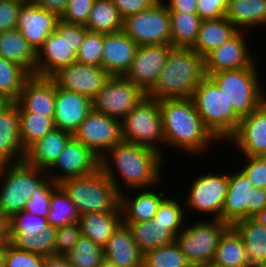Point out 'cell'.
I'll list each match as a JSON object with an SVG mask.
<instances>
[{
  "mask_svg": "<svg viewBox=\"0 0 266 267\" xmlns=\"http://www.w3.org/2000/svg\"><path fill=\"white\" fill-rule=\"evenodd\" d=\"M163 161V156L158 151L122 140L100 159V168L119 193L123 192L121 186L124 184L125 189H134L133 191L138 192L147 186H151L153 190L152 186L155 187L163 181L161 179L162 164H165ZM114 171L119 176L115 177L118 174ZM117 177L122 178L123 185L118 182Z\"/></svg>",
  "mask_w": 266,
  "mask_h": 267,
  "instance_id": "obj_1",
  "label": "cell"
},
{
  "mask_svg": "<svg viewBox=\"0 0 266 267\" xmlns=\"http://www.w3.org/2000/svg\"><path fill=\"white\" fill-rule=\"evenodd\" d=\"M159 106L165 145L200 155L218 141L204 125L191 98L163 99Z\"/></svg>",
  "mask_w": 266,
  "mask_h": 267,
  "instance_id": "obj_2",
  "label": "cell"
},
{
  "mask_svg": "<svg viewBox=\"0 0 266 267\" xmlns=\"http://www.w3.org/2000/svg\"><path fill=\"white\" fill-rule=\"evenodd\" d=\"M205 77L204 57L192 48L173 47L157 81L146 96L158 101L191 98Z\"/></svg>",
  "mask_w": 266,
  "mask_h": 267,
  "instance_id": "obj_3",
  "label": "cell"
},
{
  "mask_svg": "<svg viewBox=\"0 0 266 267\" xmlns=\"http://www.w3.org/2000/svg\"><path fill=\"white\" fill-rule=\"evenodd\" d=\"M80 215L88 212H122L120 193L101 168L58 184Z\"/></svg>",
  "mask_w": 266,
  "mask_h": 267,
  "instance_id": "obj_4",
  "label": "cell"
},
{
  "mask_svg": "<svg viewBox=\"0 0 266 267\" xmlns=\"http://www.w3.org/2000/svg\"><path fill=\"white\" fill-rule=\"evenodd\" d=\"M191 99L206 128L219 141H227L237 130L241 116L206 76L195 88Z\"/></svg>",
  "mask_w": 266,
  "mask_h": 267,
  "instance_id": "obj_5",
  "label": "cell"
},
{
  "mask_svg": "<svg viewBox=\"0 0 266 267\" xmlns=\"http://www.w3.org/2000/svg\"><path fill=\"white\" fill-rule=\"evenodd\" d=\"M48 178L46 170L30 166L25 161L0 164V214L9 219L24 211L26 202Z\"/></svg>",
  "mask_w": 266,
  "mask_h": 267,
  "instance_id": "obj_6",
  "label": "cell"
},
{
  "mask_svg": "<svg viewBox=\"0 0 266 267\" xmlns=\"http://www.w3.org/2000/svg\"><path fill=\"white\" fill-rule=\"evenodd\" d=\"M257 62L243 69L223 70L206 75L241 117L249 115L266 100L265 89L259 80L261 77Z\"/></svg>",
  "mask_w": 266,
  "mask_h": 267,
  "instance_id": "obj_7",
  "label": "cell"
},
{
  "mask_svg": "<svg viewBox=\"0 0 266 267\" xmlns=\"http://www.w3.org/2000/svg\"><path fill=\"white\" fill-rule=\"evenodd\" d=\"M84 25L59 20L37 51L36 76L51 77L59 69L76 62V53L87 32Z\"/></svg>",
  "mask_w": 266,
  "mask_h": 267,
  "instance_id": "obj_8",
  "label": "cell"
},
{
  "mask_svg": "<svg viewBox=\"0 0 266 267\" xmlns=\"http://www.w3.org/2000/svg\"><path fill=\"white\" fill-rule=\"evenodd\" d=\"M122 139L150 147L164 156L165 144L159 101L145 96L122 120Z\"/></svg>",
  "mask_w": 266,
  "mask_h": 267,
  "instance_id": "obj_9",
  "label": "cell"
},
{
  "mask_svg": "<svg viewBox=\"0 0 266 267\" xmlns=\"http://www.w3.org/2000/svg\"><path fill=\"white\" fill-rule=\"evenodd\" d=\"M186 226L175 236V242L189 264L197 267L213 262L219 239L230 225L211 218V221L206 222L204 219Z\"/></svg>",
  "mask_w": 266,
  "mask_h": 267,
  "instance_id": "obj_10",
  "label": "cell"
},
{
  "mask_svg": "<svg viewBox=\"0 0 266 267\" xmlns=\"http://www.w3.org/2000/svg\"><path fill=\"white\" fill-rule=\"evenodd\" d=\"M265 207L266 189L254 188L241 170L228 174L221 221L233 225L240 219L252 218Z\"/></svg>",
  "mask_w": 266,
  "mask_h": 267,
  "instance_id": "obj_11",
  "label": "cell"
},
{
  "mask_svg": "<svg viewBox=\"0 0 266 267\" xmlns=\"http://www.w3.org/2000/svg\"><path fill=\"white\" fill-rule=\"evenodd\" d=\"M122 31L138 46L171 44L170 15L165 2L159 0L149 9L125 17Z\"/></svg>",
  "mask_w": 266,
  "mask_h": 267,
  "instance_id": "obj_12",
  "label": "cell"
},
{
  "mask_svg": "<svg viewBox=\"0 0 266 267\" xmlns=\"http://www.w3.org/2000/svg\"><path fill=\"white\" fill-rule=\"evenodd\" d=\"M145 96L146 93L125 76H111L92 99V109L121 121Z\"/></svg>",
  "mask_w": 266,
  "mask_h": 267,
  "instance_id": "obj_13",
  "label": "cell"
},
{
  "mask_svg": "<svg viewBox=\"0 0 266 267\" xmlns=\"http://www.w3.org/2000/svg\"><path fill=\"white\" fill-rule=\"evenodd\" d=\"M183 206L221 220L228 191V174L204 173L193 179ZM187 205V206H186Z\"/></svg>",
  "mask_w": 266,
  "mask_h": 267,
  "instance_id": "obj_14",
  "label": "cell"
},
{
  "mask_svg": "<svg viewBox=\"0 0 266 267\" xmlns=\"http://www.w3.org/2000/svg\"><path fill=\"white\" fill-rule=\"evenodd\" d=\"M72 136L101 159L123 140L121 121L92 109Z\"/></svg>",
  "mask_w": 266,
  "mask_h": 267,
  "instance_id": "obj_15",
  "label": "cell"
},
{
  "mask_svg": "<svg viewBox=\"0 0 266 267\" xmlns=\"http://www.w3.org/2000/svg\"><path fill=\"white\" fill-rule=\"evenodd\" d=\"M99 168L100 158L72 136L47 174L55 184H59L69 178L89 175Z\"/></svg>",
  "mask_w": 266,
  "mask_h": 267,
  "instance_id": "obj_16",
  "label": "cell"
},
{
  "mask_svg": "<svg viewBox=\"0 0 266 267\" xmlns=\"http://www.w3.org/2000/svg\"><path fill=\"white\" fill-rule=\"evenodd\" d=\"M110 77L102 67L77 62L59 69L51 76L58 87L85 95L91 100Z\"/></svg>",
  "mask_w": 266,
  "mask_h": 267,
  "instance_id": "obj_17",
  "label": "cell"
},
{
  "mask_svg": "<svg viewBox=\"0 0 266 267\" xmlns=\"http://www.w3.org/2000/svg\"><path fill=\"white\" fill-rule=\"evenodd\" d=\"M172 48L171 44L138 46L131 66L124 76L147 93L157 81Z\"/></svg>",
  "mask_w": 266,
  "mask_h": 267,
  "instance_id": "obj_18",
  "label": "cell"
},
{
  "mask_svg": "<svg viewBox=\"0 0 266 267\" xmlns=\"http://www.w3.org/2000/svg\"><path fill=\"white\" fill-rule=\"evenodd\" d=\"M227 142L240 149L244 156H266V100L241 118L237 130Z\"/></svg>",
  "mask_w": 266,
  "mask_h": 267,
  "instance_id": "obj_19",
  "label": "cell"
},
{
  "mask_svg": "<svg viewBox=\"0 0 266 267\" xmlns=\"http://www.w3.org/2000/svg\"><path fill=\"white\" fill-rule=\"evenodd\" d=\"M240 31L204 57L206 75L223 70L243 69L256 61L248 50V41L243 36L245 34Z\"/></svg>",
  "mask_w": 266,
  "mask_h": 267,
  "instance_id": "obj_20",
  "label": "cell"
},
{
  "mask_svg": "<svg viewBox=\"0 0 266 267\" xmlns=\"http://www.w3.org/2000/svg\"><path fill=\"white\" fill-rule=\"evenodd\" d=\"M60 17L42 9L33 2H23L19 11L16 29L37 52L46 38L56 30Z\"/></svg>",
  "mask_w": 266,
  "mask_h": 267,
  "instance_id": "obj_21",
  "label": "cell"
},
{
  "mask_svg": "<svg viewBox=\"0 0 266 267\" xmlns=\"http://www.w3.org/2000/svg\"><path fill=\"white\" fill-rule=\"evenodd\" d=\"M56 83L51 77L32 75L25 83L18 100V112H33L46 117L55 114Z\"/></svg>",
  "mask_w": 266,
  "mask_h": 267,
  "instance_id": "obj_22",
  "label": "cell"
},
{
  "mask_svg": "<svg viewBox=\"0 0 266 267\" xmlns=\"http://www.w3.org/2000/svg\"><path fill=\"white\" fill-rule=\"evenodd\" d=\"M54 109L55 127L73 135L92 110V100L85 95L64 90L56 85Z\"/></svg>",
  "mask_w": 266,
  "mask_h": 267,
  "instance_id": "obj_23",
  "label": "cell"
},
{
  "mask_svg": "<svg viewBox=\"0 0 266 267\" xmlns=\"http://www.w3.org/2000/svg\"><path fill=\"white\" fill-rule=\"evenodd\" d=\"M137 48L138 44L123 31L104 34L101 67L111 76H124Z\"/></svg>",
  "mask_w": 266,
  "mask_h": 267,
  "instance_id": "obj_24",
  "label": "cell"
},
{
  "mask_svg": "<svg viewBox=\"0 0 266 267\" xmlns=\"http://www.w3.org/2000/svg\"><path fill=\"white\" fill-rule=\"evenodd\" d=\"M25 155L20 138L18 106L8 103L0 111V164L23 162Z\"/></svg>",
  "mask_w": 266,
  "mask_h": 267,
  "instance_id": "obj_25",
  "label": "cell"
},
{
  "mask_svg": "<svg viewBox=\"0 0 266 267\" xmlns=\"http://www.w3.org/2000/svg\"><path fill=\"white\" fill-rule=\"evenodd\" d=\"M104 258L119 267H142L143 254L129 227L123 222L103 247Z\"/></svg>",
  "mask_w": 266,
  "mask_h": 267,
  "instance_id": "obj_26",
  "label": "cell"
},
{
  "mask_svg": "<svg viewBox=\"0 0 266 267\" xmlns=\"http://www.w3.org/2000/svg\"><path fill=\"white\" fill-rule=\"evenodd\" d=\"M71 137L72 134L55 128L26 151L24 161L30 166L47 171Z\"/></svg>",
  "mask_w": 266,
  "mask_h": 267,
  "instance_id": "obj_27",
  "label": "cell"
},
{
  "mask_svg": "<svg viewBox=\"0 0 266 267\" xmlns=\"http://www.w3.org/2000/svg\"><path fill=\"white\" fill-rule=\"evenodd\" d=\"M137 196L120 193V208L123 222H143L154 218L158 206L165 198L164 192H155L150 187L142 188ZM128 197V198H127Z\"/></svg>",
  "mask_w": 266,
  "mask_h": 267,
  "instance_id": "obj_28",
  "label": "cell"
},
{
  "mask_svg": "<svg viewBox=\"0 0 266 267\" xmlns=\"http://www.w3.org/2000/svg\"><path fill=\"white\" fill-rule=\"evenodd\" d=\"M81 235L102 248L123 222L122 212H88L79 216Z\"/></svg>",
  "mask_w": 266,
  "mask_h": 267,
  "instance_id": "obj_29",
  "label": "cell"
},
{
  "mask_svg": "<svg viewBox=\"0 0 266 267\" xmlns=\"http://www.w3.org/2000/svg\"><path fill=\"white\" fill-rule=\"evenodd\" d=\"M0 56L36 75L37 52L18 29L0 32Z\"/></svg>",
  "mask_w": 266,
  "mask_h": 267,
  "instance_id": "obj_30",
  "label": "cell"
},
{
  "mask_svg": "<svg viewBox=\"0 0 266 267\" xmlns=\"http://www.w3.org/2000/svg\"><path fill=\"white\" fill-rule=\"evenodd\" d=\"M232 226L245 244L247 267H266V227L252 218L240 219Z\"/></svg>",
  "mask_w": 266,
  "mask_h": 267,
  "instance_id": "obj_31",
  "label": "cell"
},
{
  "mask_svg": "<svg viewBox=\"0 0 266 267\" xmlns=\"http://www.w3.org/2000/svg\"><path fill=\"white\" fill-rule=\"evenodd\" d=\"M239 29L226 17L201 21L195 45L192 49L205 57L213 49L231 39Z\"/></svg>",
  "mask_w": 266,
  "mask_h": 267,
  "instance_id": "obj_32",
  "label": "cell"
},
{
  "mask_svg": "<svg viewBox=\"0 0 266 267\" xmlns=\"http://www.w3.org/2000/svg\"><path fill=\"white\" fill-rule=\"evenodd\" d=\"M132 232L133 239L142 254L175 241V236L157 220L123 222Z\"/></svg>",
  "mask_w": 266,
  "mask_h": 267,
  "instance_id": "obj_33",
  "label": "cell"
},
{
  "mask_svg": "<svg viewBox=\"0 0 266 267\" xmlns=\"http://www.w3.org/2000/svg\"><path fill=\"white\" fill-rule=\"evenodd\" d=\"M225 17L242 31L265 26L266 0H229Z\"/></svg>",
  "mask_w": 266,
  "mask_h": 267,
  "instance_id": "obj_34",
  "label": "cell"
},
{
  "mask_svg": "<svg viewBox=\"0 0 266 267\" xmlns=\"http://www.w3.org/2000/svg\"><path fill=\"white\" fill-rule=\"evenodd\" d=\"M213 263L223 267H247L248 257L245 244L232 225L221 235Z\"/></svg>",
  "mask_w": 266,
  "mask_h": 267,
  "instance_id": "obj_35",
  "label": "cell"
},
{
  "mask_svg": "<svg viewBox=\"0 0 266 267\" xmlns=\"http://www.w3.org/2000/svg\"><path fill=\"white\" fill-rule=\"evenodd\" d=\"M122 22L112 0H95L85 27L93 32L116 33L122 31Z\"/></svg>",
  "mask_w": 266,
  "mask_h": 267,
  "instance_id": "obj_36",
  "label": "cell"
},
{
  "mask_svg": "<svg viewBox=\"0 0 266 267\" xmlns=\"http://www.w3.org/2000/svg\"><path fill=\"white\" fill-rule=\"evenodd\" d=\"M171 23V45L192 48L199 32L201 18L198 14L169 12Z\"/></svg>",
  "mask_w": 266,
  "mask_h": 267,
  "instance_id": "obj_37",
  "label": "cell"
},
{
  "mask_svg": "<svg viewBox=\"0 0 266 267\" xmlns=\"http://www.w3.org/2000/svg\"><path fill=\"white\" fill-rule=\"evenodd\" d=\"M32 75L22 66L0 56V95L9 103H15L26 81Z\"/></svg>",
  "mask_w": 266,
  "mask_h": 267,
  "instance_id": "obj_38",
  "label": "cell"
},
{
  "mask_svg": "<svg viewBox=\"0 0 266 267\" xmlns=\"http://www.w3.org/2000/svg\"><path fill=\"white\" fill-rule=\"evenodd\" d=\"M21 144L25 152L46 134L54 130V117L33 112H18Z\"/></svg>",
  "mask_w": 266,
  "mask_h": 267,
  "instance_id": "obj_39",
  "label": "cell"
},
{
  "mask_svg": "<svg viewBox=\"0 0 266 267\" xmlns=\"http://www.w3.org/2000/svg\"><path fill=\"white\" fill-rule=\"evenodd\" d=\"M79 216L76 206L58 185L51 193L48 223L58 228L78 222Z\"/></svg>",
  "mask_w": 266,
  "mask_h": 267,
  "instance_id": "obj_40",
  "label": "cell"
},
{
  "mask_svg": "<svg viewBox=\"0 0 266 267\" xmlns=\"http://www.w3.org/2000/svg\"><path fill=\"white\" fill-rule=\"evenodd\" d=\"M142 267H194L174 241L143 254Z\"/></svg>",
  "mask_w": 266,
  "mask_h": 267,
  "instance_id": "obj_41",
  "label": "cell"
},
{
  "mask_svg": "<svg viewBox=\"0 0 266 267\" xmlns=\"http://www.w3.org/2000/svg\"><path fill=\"white\" fill-rule=\"evenodd\" d=\"M57 228L47 225L39 235L30 238L24 236H9V243L17 249L41 254L44 256L54 255Z\"/></svg>",
  "mask_w": 266,
  "mask_h": 267,
  "instance_id": "obj_42",
  "label": "cell"
},
{
  "mask_svg": "<svg viewBox=\"0 0 266 267\" xmlns=\"http://www.w3.org/2000/svg\"><path fill=\"white\" fill-rule=\"evenodd\" d=\"M71 267H99L104 259L103 248L81 235L65 255Z\"/></svg>",
  "mask_w": 266,
  "mask_h": 267,
  "instance_id": "obj_43",
  "label": "cell"
},
{
  "mask_svg": "<svg viewBox=\"0 0 266 267\" xmlns=\"http://www.w3.org/2000/svg\"><path fill=\"white\" fill-rule=\"evenodd\" d=\"M47 225L49 223L45 217L31 215L25 211L17 212L8 219L9 236L30 238L41 234Z\"/></svg>",
  "mask_w": 266,
  "mask_h": 267,
  "instance_id": "obj_44",
  "label": "cell"
},
{
  "mask_svg": "<svg viewBox=\"0 0 266 267\" xmlns=\"http://www.w3.org/2000/svg\"><path fill=\"white\" fill-rule=\"evenodd\" d=\"M176 199L165 197L158 206L154 219L176 236L184 227L185 216L182 204ZM181 229V230H180Z\"/></svg>",
  "mask_w": 266,
  "mask_h": 267,
  "instance_id": "obj_45",
  "label": "cell"
},
{
  "mask_svg": "<svg viewBox=\"0 0 266 267\" xmlns=\"http://www.w3.org/2000/svg\"><path fill=\"white\" fill-rule=\"evenodd\" d=\"M104 33L87 30L76 53V62L101 67Z\"/></svg>",
  "mask_w": 266,
  "mask_h": 267,
  "instance_id": "obj_46",
  "label": "cell"
},
{
  "mask_svg": "<svg viewBox=\"0 0 266 267\" xmlns=\"http://www.w3.org/2000/svg\"><path fill=\"white\" fill-rule=\"evenodd\" d=\"M58 186L50 178H48L36 191L32 194L24 207V211L31 215H37L47 218L50 209V199L52 191Z\"/></svg>",
  "mask_w": 266,
  "mask_h": 267,
  "instance_id": "obj_47",
  "label": "cell"
},
{
  "mask_svg": "<svg viewBox=\"0 0 266 267\" xmlns=\"http://www.w3.org/2000/svg\"><path fill=\"white\" fill-rule=\"evenodd\" d=\"M44 257L41 254L17 249L8 242L5 245L3 267H42Z\"/></svg>",
  "mask_w": 266,
  "mask_h": 267,
  "instance_id": "obj_48",
  "label": "cell"
},
{
  "mask_svg": "<svg viewBox=\"0 0 266 267\" xmlns=\"http://www.w3.org/2000/svg\"><path fill=\"white\" fill-rule=\"evenodd\" d=\"M81 237L79 222L57 228L54 255L65 256Z\"/></svg>",
  "mask_w": 266,
  "mask_h": 267,
  "instance_id": "obj_49",
  "label": "cell"
},
{
  "mask_svg": "<svg viewBox=\"0 0 266 267\" xmlns=\"http://www.w3.org/2000/svg\"><path fill=\"white\" fill-rule=\"evenodd\" d=\"M242 172L254 188L266 189V156H245Z\"/></svg>",
  "mask_w": 266,
  "mask_h": 267,
  "instance_id": "obj_50",
  "label": "cell"
},
{
  "mask_svg": "<svg viewBox=\"0 0 266 267\" xmlns=\"http://www.w3.org/2000/svg\"><path fill=\"white\" fill-rule=\"evenodd\" d=\"M94 2L95 0H69L60 20L85 26Z\"/></svg>",
  "mask_w": 266,
  "mask_h": 267,
  "instance_id": "obj_51",
  "label": "cell"
},
{
  "mask_svg": "<svg viewBox=\"0 0 266 267\" xmlns=\"http://www.w3.org/2000/svg\"><path fill=\"white\" fill-rule=\"evenodd\" d=\"M22 0H0V32L16 29Z\"/></svg>",
  "mask_w": 266,
  "mask_h": 267,
  "instance_id": "obj_52",
  "label": "cell"
},
{
  "mask_svg": "<svg viewBox=\"0 0 266 267\" xmlns=\"http://www.w3.org/2000/svg\"><path fill=\"white\" fill-rule=\"evenodd\" d=\"M229 0H197V14L204 20H216L225 17Z\"/></svg>",
  "mask_w": 266,
  "mask_h": 267,
  "instance_id": "obj_53",
  "label": "cell"
},
{
  "mask_svg": "<svg viewBox=\"0 0 266 267\" xmlns=\"http://www.w3.org/2000/svg\"><path fill=\"white\" fill-rule=\"evenodd\" d=\"M159 0H112L122 19L152 7Z\"/></svg>",
  "mask_w": 266,
  "mask_h": 267,
  "instance_id": "obj_54",
  "label": "cell"
},
{
  "mask_svg": "<svg viewBox=\"0 0 266 267\" xmlns=\"http://www.w3.org/2000/svg\"><path fill=\"white\" fill-rule=\"evenodd\" d=\"M167 3L169 12L197 14V0H169Z\"/></svg>",
  "mask_w": 266,
  "mask_h": 267,
  "instance_id": "obj_55",
  "label": "cell"
},
{
  "mask_svg": "<svg viewBox=\"0 0 266 267\" xmlns=\"http://www.w3.org/2000/svg\"><path fill=\"white\" fill-rule=\"evenodd\" d=\"M69 0H32L34 4L61 17Z\"/></svg>",
  "mask_w": 266,
  "mask_h": 267,
  "instance_id": "obj_56",
  "label": "cell"
},
{
  "mask_svg": "<svg viewBox=\"0 0 266 267\" xmlns=\"http://www.w3.org/2000/svg\"><path fill=\"white\" fill-rule=\"evenodd\" d=\"M42 267H71L67 258L62 255L45 256Z\"/></svg>",
  "mask_w": 266,
  "mask_h": 267,
  "instance_id": "obj_57",
  "label": "cell"
},
{
  "mask_svg": "<svg viewBox=\"0 0 266 267\" xmlns=\"http://www.w3.org/2000/svg\"><path fill=\"white\" fill-rule=\"evenodd\" d=\"M9 242L8 219L0 214V245H6Z\"/></svg>",
  "mask_w": 266,
  "mask_h": 267,
  "instance_id": "obj_58",
  "label": "cell"
},
{
  "mask_svg": "<svg viewBox=\"0 0 266 267\" xmlns=\"http://www.w3.org/2000/svg\"><path fill=\"white\" fill-rule=\"evenodd\" d=\"M252 219L255 220L258 224L266 227V207L258 212L255 216H253Z\"/></svg>",
  "mask_w": 266,
  "mask_h": 267,
  "instance_id": "obj_59",
  "label": "cell"
},
{
  "mask_svg": "<svg viewBox=\"0 0 266 267\" xmlns=\"http://www.w3.org/2000/svg\"><path fill=\"white\" fill-rule=\"evenodd\" d=\"M99 267H119V266L104 258Z\"/></svg>",
  "mask_w": 266,
  "mask_h": 267,
  "instance_id": "obj_60",
  "label": "cell"
},
{
  "mask_svg": "<svg viewBox=\"0 0 266 267\" xmlns=\"http://www.w3.org/2000/svg\"><path fill=\"white\" fill-rule=\"evenodd\" d=\"M4 251H5V245H0V267H3Z\"/></svg>",
  "mask_w": 266,
  "mask_h": 267,
  "instance_id": "obj_61",
  "label": "cell"
},
{
  "mask_svg": "<svg viewBox=\"0 0 266 267\" xmlns=\"http://www.w3.org/2000/svg\"><path fill=\"white\" fill-rule=\"evenodd\" d=\"M9 102L5 100L1 95H0V111L8 104Z\"/></svg>",
  "mask_w": 266,
  "mask_h": 267,
  "instance_id": "obj_62",
  "label": "cell"
},
{
  "mask_svg": "<svg viewBox=\"0 0 266 267\" xmlns=\"http://www.w3.org/2000/svg\"><path fill=\"white\" fill-rule=\"evenodd\" d=\"M197 267H223V266H219V265H216L213 262H211V263H205L204 265H200Z\"/></svg>",
  "mask_w": 266,
  "mask_h": 267,
  "instance_id": "obj_63",
  "label": "cell"
},
{
  "mask_svg": "<svg viewBox=\"0 0 266 267\" xmlns=\"http://www.w3.org/2000/svg\"><path fill=\"white\" fill-rule=\"evenodd\" d=\"M23 2H32V0H22Z\"/></svg>",
  "mask_w": 266,
  "mask_h": 267,
  "instance_id": "obj_64",
  "label": "cell"
}]
</instances>
